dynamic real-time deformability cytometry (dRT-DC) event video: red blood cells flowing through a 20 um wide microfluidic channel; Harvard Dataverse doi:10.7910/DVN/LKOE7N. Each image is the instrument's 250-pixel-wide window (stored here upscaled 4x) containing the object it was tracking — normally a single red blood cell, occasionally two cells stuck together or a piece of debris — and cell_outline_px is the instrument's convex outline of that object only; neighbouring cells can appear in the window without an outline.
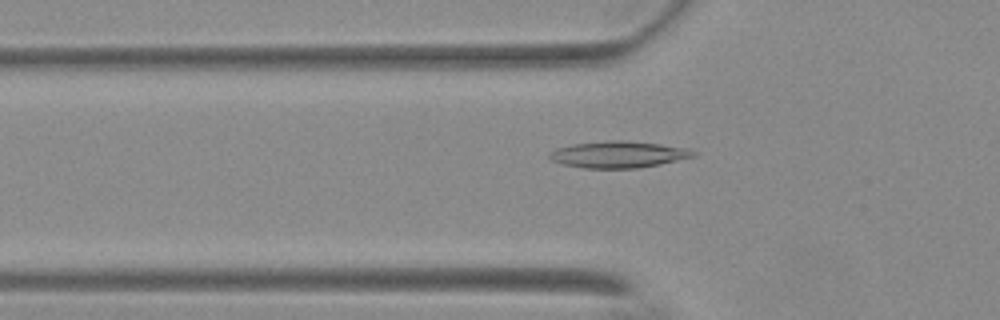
{"species": "Egyptian fruit bat (a non-hibernating species)", "species_latin": "Rousettus aegyptiacus", "temperature_condition": "warm", "stored_images_in_passage": 56, "camera_frame_rate_fps": 3000, "um_per_image_px": 0.085, "animal": {"sex": "female"}, "frame": {"image": 1, "passage_image": 19, "time_ms": 6.0, "image_size_px": [1000, 320], "cell_outline_px": [[696, 156], [660, 164], [636, 168], [584, 168], [564, 164], [552, 160], [548, 156], [548, 152], [556, 148], [572, 144], [604, 140], [624, 140], [660, 144], [692, 148], [696, 152]], "centroid_in_image_um": [52.58, 13.11], "position_along_channel_um": 73.2, "area_um2": 22.48}}
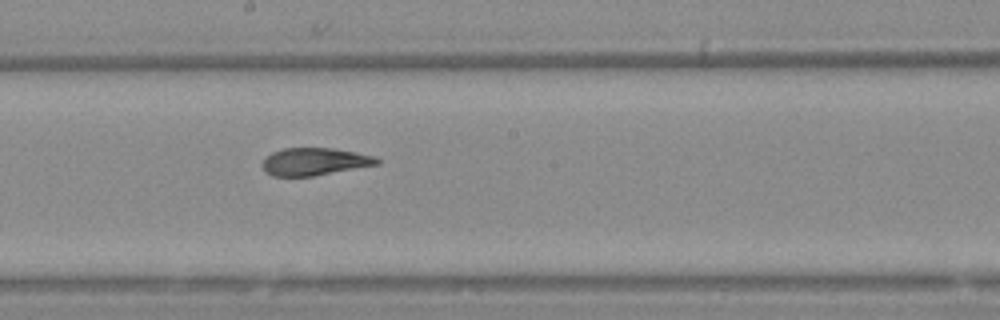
{"frame": {"image": 2, "passage_image": 31, "time_ms": 10.0, "image_size_px": [1000, 320], "cell_outline_px": [[380, 164], [312, 176], [272, 176], [264, 172], [260, 164], [272, 152], [284, 148], [332, 148], [356, 152], [376, 156], [380, 160]], "centroid_in_image_um": [26.73, 13.74], "position_along_channel_um": 221.5, "area_um2": 18.44}}
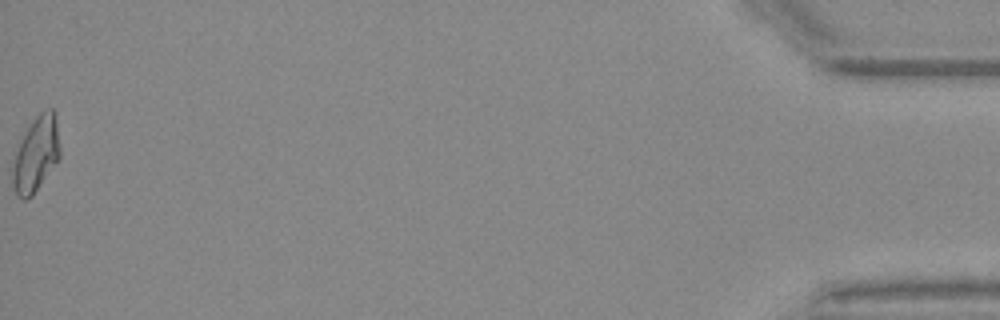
{"frame": {"image": 3, "passage_image": 56, "time_ms": 18.333, "image_size_px": [1000, 320], "cell_outline_px": [[60, 156], [32, 196], [28, 200], [24, 200], [16, 196], [12, 184], [12, 168], [16, 152], [32, 120], [44, 108], [52, 108], [56, 112], [60, 148]], "centroid_in_image_um": [3.07, 13.1], "position_along_channel_um": 432.1, "area_um2": 20.63}, "authors_computed_cell_mechanics": {"area_um2": 19.9699, "velocity_mm_per_s": 3.7045, "shape_relaxation_time_tau1_ms": 6.4066, "shape_relaxation_time_tau2_ms": 1.8216, "deformation_change_tau1": 0.2062, "deformation_change_tau2": 0.0892}}